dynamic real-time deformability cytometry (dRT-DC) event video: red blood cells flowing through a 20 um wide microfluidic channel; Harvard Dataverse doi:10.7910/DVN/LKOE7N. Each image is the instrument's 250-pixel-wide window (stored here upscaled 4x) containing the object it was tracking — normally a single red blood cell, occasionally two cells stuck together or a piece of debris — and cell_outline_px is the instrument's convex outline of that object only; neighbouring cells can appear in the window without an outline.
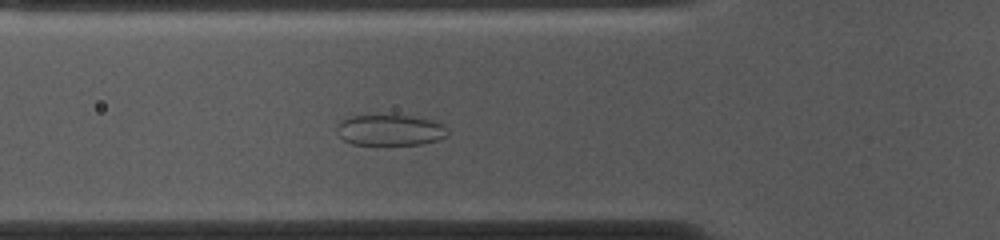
{"species": "common noctule bat (a hibernating species)", "species_latin": "Nyctalus noctula", "temperature_condition": "cold", "stored_images_in_passage": 52, "camera_frame_rate_fps": 3000, "um_per_image_px": 0.085, "animal": {"sex": "female", "body_mass_g": 10.0, "forearm_length_mm": 53.1}, "frame": {"image": 1, "passage_image": 16, "time_ms": 5.0, "image_size_px": [1000, 240], "cell_outline_px": [[448, 136], [436, 140], [420, 144], [352, 144], [344, 140], [336, 132], [336, 128], [340, 120], [352, 116], [412, 116], [432, 120], [444, 124], [448, 128]], "centroid_in_image_um": [33.17, 11.06], "position_along_channel_um": 92.6, "area_um2": 19.83}}
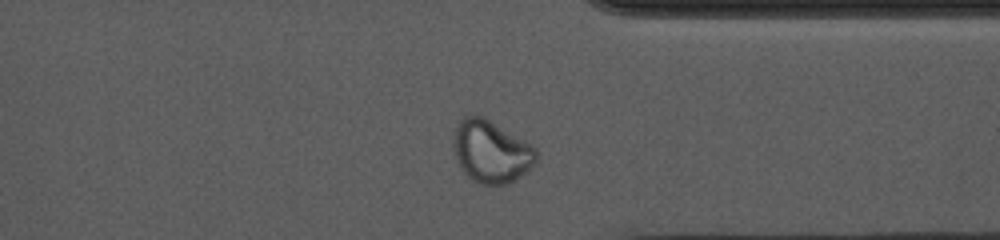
{"frame": {"image": 2, "passage_image": 39, "time_ms": 12.667, "image_size_px": [1000, 240], "cell_outline_px": [[536, 160], [520, 176], [504, 184], [480, 184], [468, 176], [460, 168], [452, 148], [452, 136], [460, 120], [464, 116], [484, 116], [536, 148]], "centroid_in_image_um": [41.68, 12.86], "position_along_channel_um": 369.7, "area_um2": 29.65}}
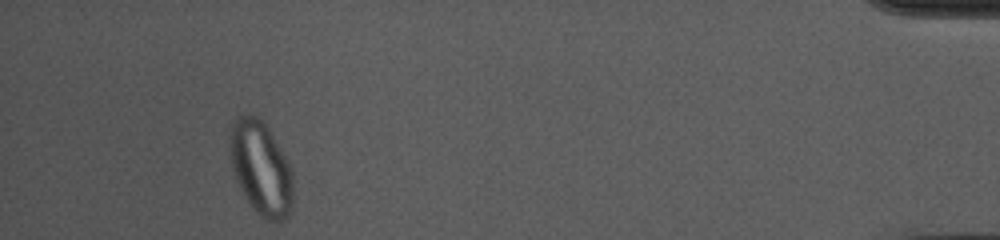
{"frame": {"image": 3, "passage_image": 48, "time_ms": 15.667, "image_size_px": [1000, 240], "cell_outline_px": [[292, 208], [288, 216], [280, 220], [264, 220], [252, 208], [244, 196], [236, 180], [232, 168], [228, 144], [228, 132], [232, 124], [240, 116], [248, 112], [252, 112], [260, 116], [264, 120], [288, 160], [292, 172]], "centroid_in_image_um": [22.15, 14.23], "position_along_channel_um": 413.0, "area_um2": 35.26}}